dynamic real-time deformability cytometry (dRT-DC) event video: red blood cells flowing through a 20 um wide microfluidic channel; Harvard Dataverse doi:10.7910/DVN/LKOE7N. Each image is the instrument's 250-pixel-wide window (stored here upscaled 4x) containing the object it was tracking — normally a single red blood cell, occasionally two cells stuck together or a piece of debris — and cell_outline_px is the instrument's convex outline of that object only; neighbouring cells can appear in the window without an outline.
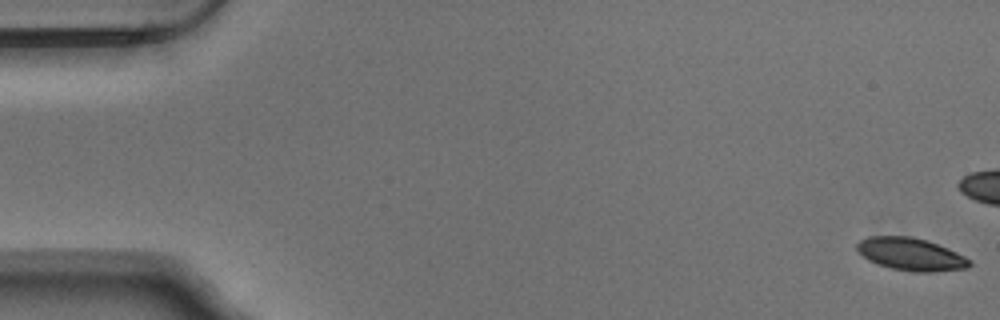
{"species": "Egyptian fruit bat (a non-hibernating species)", "species_latin": "Rousettus aegyptiacus", "temperature_condition": "warm", "stored_images_in_passage": 55, "camera_frame_rate_fps": 3000, "um_per_image_px": 0.085, "animal": {"sex": "male"}, "frame": {"image": 1, "passage_image": 1, "time_ms": 0.0, "image_size_px": [1000, 320], "cell_outline_px": [[972, 264], [968, 268], [932, 272], [916, 272], [892, 268], [868, 260], [856, 248], [856, 244], [860, 240], [868, 236], [912, 236], [948, 248], [972, 260]], "centroid_in_image_um": [77.45, 21.61], "position_along_channel_um": 7.6, "area_um2": 21.21}}
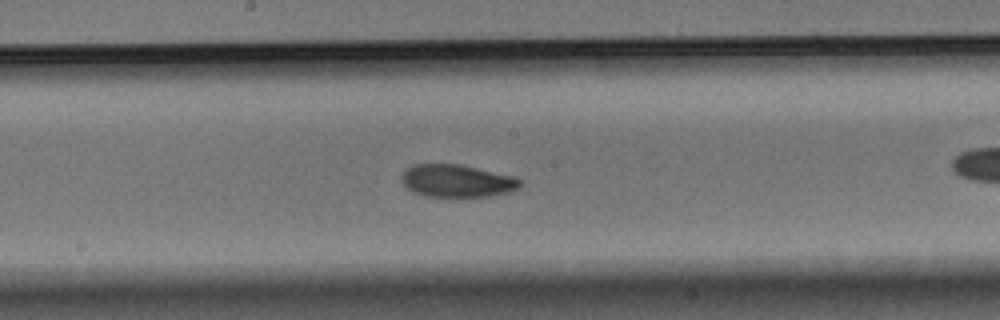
{"frame": {"image": 2, "passage_image": 29, "time_ms": 9.333, "image_size_px": [1000, 320], "cell_outline_px": [[524, 184], [520, 188], [508, 192], [492, 196], [460, 200], [448, 200], [424, 196], [412, 192], [404, 188], [400, 180], [400, 176], [404, 168], [412, 164], [460, 164], [516, 176], [524, 180]], "centroid_in_image_um": [38.83, 15.43], "position_along_channel_um": 209.4, "area_um2": 24.33}}
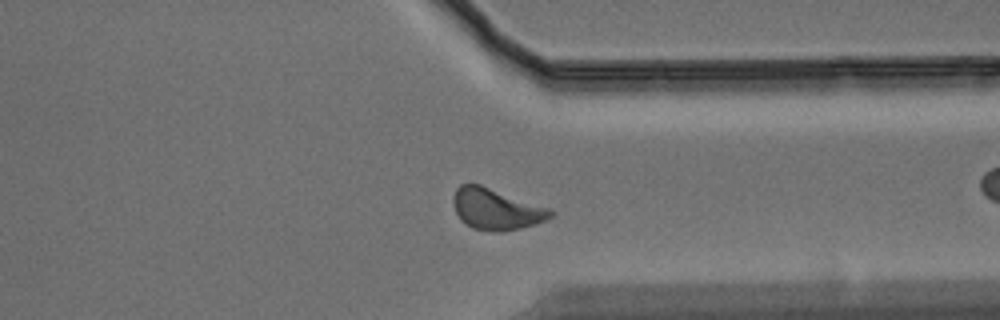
{"frame": {"image": 3, "passage_image": 42, "time_ms": 13.667, "image_size_px": [1000, 320], "cell_outline_px": [[556, 212], [552, 216], [536, 224], [504, 232], [496, 232], [472, 228], [460, 220], [456, 212], [452, 200], [452, 196], [456, 188], [460, 184], [480, 184], [552, 208]], "centroid_in_image_um": [42.19, 17.77], "position_along_channel_um": 369.2, "area_um2": 23.7}, "authors_computed_cell_mechanics": {"area_um2": 22.3686, "velocity_mm_per_s": 3.7114, "shape_relaxation_time_tau1_ms": 3.1683, "shape_relaxation_time_tau2_ms": 3.2866, "deformation_change_tau1": 0.1027, "deformation_change_tau2": 0.0831}}